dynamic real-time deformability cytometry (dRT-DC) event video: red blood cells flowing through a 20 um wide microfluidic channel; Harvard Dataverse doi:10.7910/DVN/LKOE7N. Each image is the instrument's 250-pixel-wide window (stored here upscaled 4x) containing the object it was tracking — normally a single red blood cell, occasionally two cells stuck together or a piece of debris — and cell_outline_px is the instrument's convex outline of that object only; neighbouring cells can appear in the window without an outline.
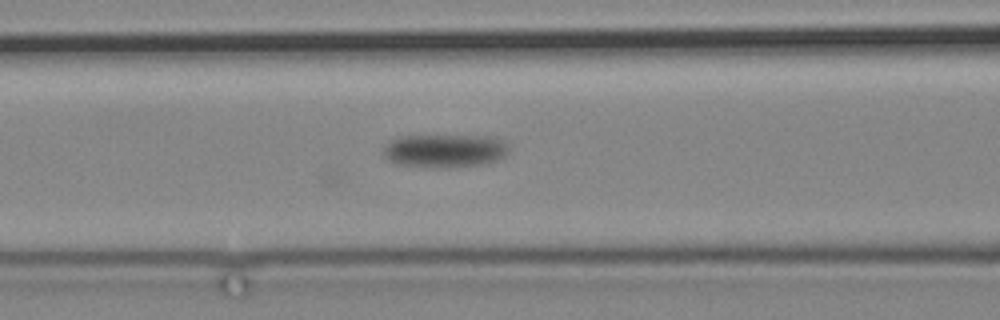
{"species": "common noctule bat (a hibernating species)", "species_latin": "Nyctalus noctula", "temperature_condition": "cold", "stored_images_in_passage": 10, "camera_frame_rate_fps": 3000, "um_per_image_px": 0.085, "animal": {"sex": "male", "body_mass_g": 19.2, "forearm_length_mm": 51.8}, "frame": {"image": 1, "passage_image": 10, "time_ms": 12.0, "image_size_px": [1000, 320], "cell_outline_px": [[508, 152], [504, 156], [496, 160], [480, 164], [400, 164], [388, 160], [380, 152], [392, 140], [400, 136], [496, 136], [504, 140], [508, 144]], "centroid_in_image_um": [37.84, 12.74], "position_along_channel_um": 128.8, "area_um2": 23.12}}